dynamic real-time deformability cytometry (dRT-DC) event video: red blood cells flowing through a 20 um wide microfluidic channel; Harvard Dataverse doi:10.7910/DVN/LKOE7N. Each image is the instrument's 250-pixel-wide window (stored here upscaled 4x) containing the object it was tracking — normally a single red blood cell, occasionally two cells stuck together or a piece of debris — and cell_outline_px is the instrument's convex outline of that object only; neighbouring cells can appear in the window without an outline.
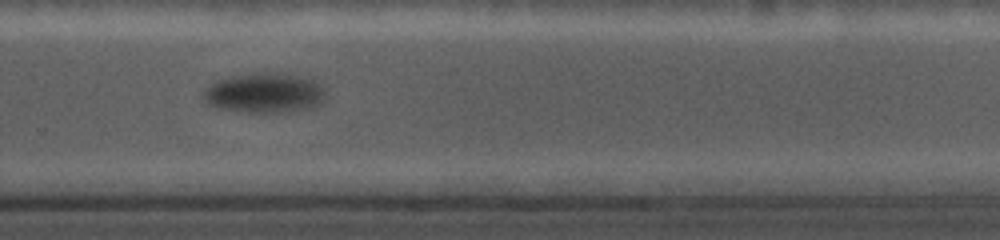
{"species": "common noctule bat (a hibernating species)", "species_latin": "Nyctalus noctula", "temperature_condition": "cold", "stored_images_in_passage": 13, "camera_frame_rate_fps": 5000, "um_per_image_px": 0.085, "animal": {"sex": "female", "body_mass_g": 19.0, "forearm_length_mm": 56.7}, "frame": {"image": 1, "passage_image": 10, "time_ms": 9.4, "image_size_px": [1000, 240], "cell_outline_px": [[324, 92], [320, 104], [308, 108], [280, 112], [252, 112], [216, 108], [208, 104], [204, 96], [204, 88], [208, 84], [216, 80], [252, 72], [284, 72], [308, 76]], "centroid_in_image_um": [22.43, 7.86], "position_along_channel_um": 307.4, "area_um2": 28.38}}
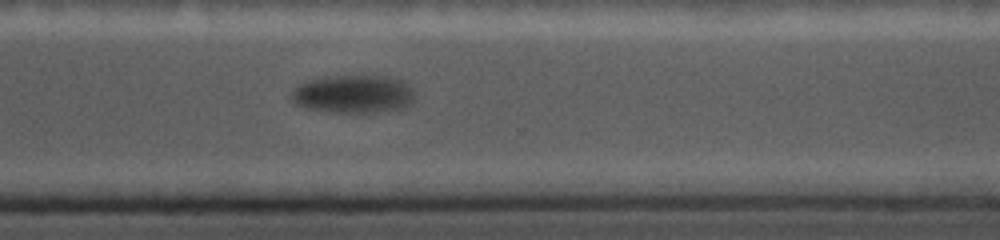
{"frame": {"image": 2, "passage_image": 11, "time_ms": 10.4, "image_size_px": [1000, 240], "cell_outline_px": [[412, 100], [404, 108], [372, 112], [328, 112], [308, 108], [296, 104], [292, 100], [292, 92], [300, 84], [308, 80], [332, 76], [400, 76], [412, 88]], "centroid_in_image_um": [30.07, 7.98], "position_along_channel_um": 340.5, "area_um2": 27.28}}